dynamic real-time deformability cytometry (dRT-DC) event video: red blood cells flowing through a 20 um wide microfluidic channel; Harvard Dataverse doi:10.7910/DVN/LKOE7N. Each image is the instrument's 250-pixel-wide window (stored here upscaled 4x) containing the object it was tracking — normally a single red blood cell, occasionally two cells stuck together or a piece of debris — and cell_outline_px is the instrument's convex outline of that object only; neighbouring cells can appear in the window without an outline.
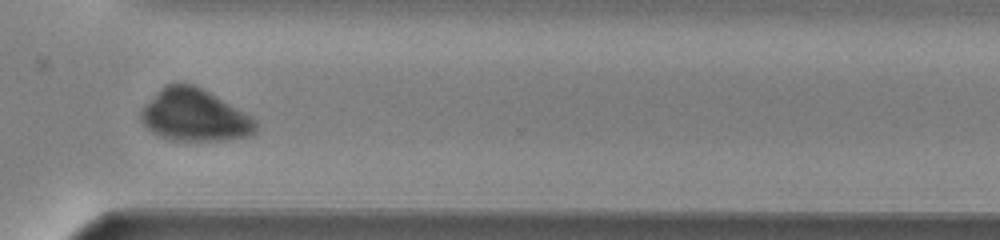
{"species": "common noctule bat (a hibernating species)", "species_latin": "Nyctalus noctula", "temperature_condition": "warm", "stored_images_in_passage": 36, "camera_frame_rate_fps": 3000, "um_per_image_px": 0.085, "animal": {"sex": "male", "body_mass_g": 13.0, "forearm_length_mm": 53.1}, "frame": {"image": 1, "passage_image": 28, "time_ms": 9.0, "image_size_px": [1000, 240], "cell_outline_px": [[256, 132], [252, 136], [228, 140], [168, 140], [152, 132], [140, 120], [140, 112], [144, 104], [164, 84], [176, 80], [196, 84], [252, 116], [256, 120]], "centroid_in_image_um": [16.52, 9.76], "position_along_channel_um": 354.1, "area_um2": 35.6}}